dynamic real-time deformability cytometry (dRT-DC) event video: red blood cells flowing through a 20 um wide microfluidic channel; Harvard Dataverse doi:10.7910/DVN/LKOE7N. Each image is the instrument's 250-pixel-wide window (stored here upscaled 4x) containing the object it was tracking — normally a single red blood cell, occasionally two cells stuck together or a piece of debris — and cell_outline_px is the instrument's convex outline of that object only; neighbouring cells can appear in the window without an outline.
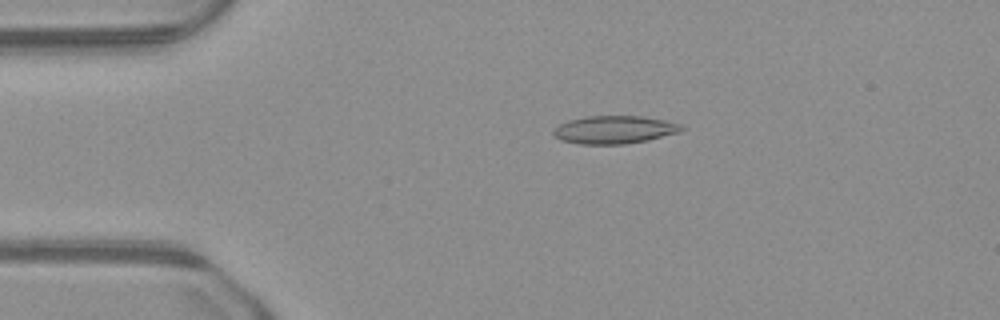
{"species": "common noctule bat (a hibernating species)", "species_latin": "Nyctalus noctula", "temperature_condition": "warm", "stored_images_in_passage": 49, "camera_frame_rate_fps": 3000, "um_per_image_px": 0.085, "animal": {"sex": "male", "body_mass_g": 23.1, "forearm_length_mm": 52.7}, "frame": {"image": 1, "passage_image": 10, "time_ms": 3.0, "image_size_px": [1000, 320], "cell_outline_px": [[684, 128], [680, 132], [648, 140], [624, 144], [580, 144], [560, 140], [552, 132], [552, 128], [568, 120], [588, 116], [640, 116], [664, 120], [684, 124]], "centroid_in_image_um": [52.23, 11.02], "position_along_channel_um": 32.8, "area_um2": 20.92}}
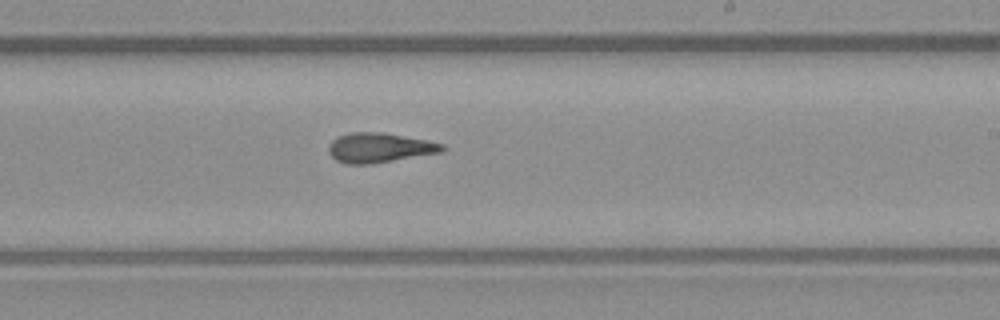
{"frame": {"image": 2, "passage_image": 29, "time_ms": 9.333, "image_size_px": [1000, 320], "cell_outline_px": [[448, 148], [444, 152], [368, 164], [344, 164], [336, 160], [328, 152], [328, 144], [336, 136], [348, 132], [384, 132], [428, 140], [444, 144]], "centroid_in_image_um": [32.26, 12.54], "position_along_channel_um": 256.7, "area_um2": 20.0}}
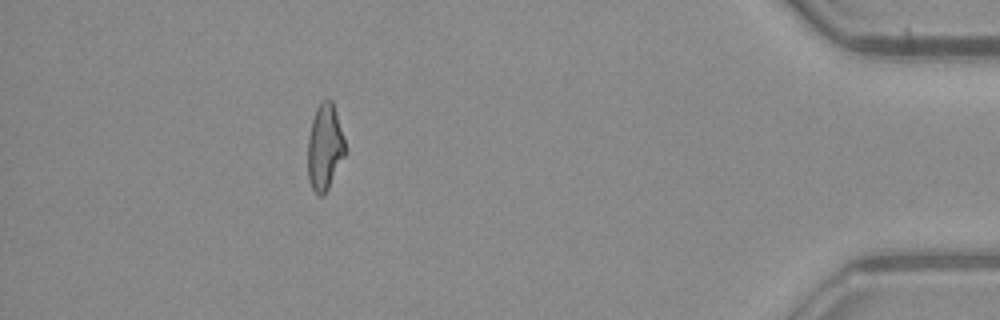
{"frame": {"image": 3, "passage_image": 44, "time_ms": 14.333, "image_size_px": [1000, 320], "cell_outline_px": [[348, 152], [324, 196], [320, 196], [312, 188], [308, 180], [308, 136], [312, 120], [316, 108], [320, 100], [328, 96], [332, 100], [348, 148]], "centroid_in_image_um": [27.64, 12.48], "position_along_channel_um": 407.6, "area_um2": 19.42}}